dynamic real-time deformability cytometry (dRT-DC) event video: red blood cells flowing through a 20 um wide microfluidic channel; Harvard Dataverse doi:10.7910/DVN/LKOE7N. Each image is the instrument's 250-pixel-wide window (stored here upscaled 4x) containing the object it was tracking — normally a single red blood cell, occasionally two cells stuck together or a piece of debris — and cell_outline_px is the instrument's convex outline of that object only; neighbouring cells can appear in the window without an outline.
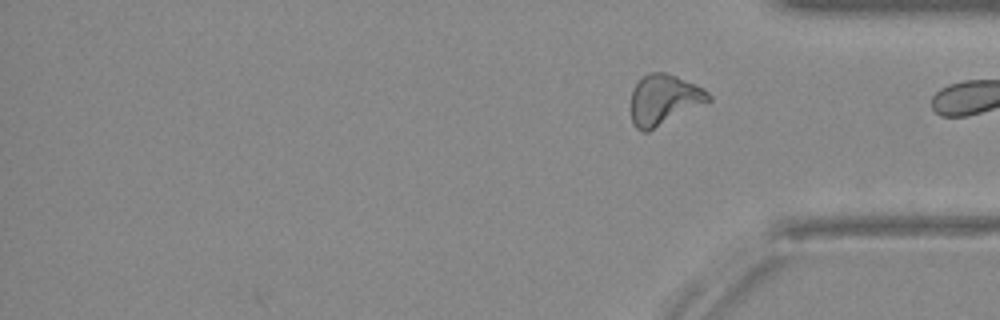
{"species": "Egyptian fruit bat (a non-hibernating species)", "species_latin": "Rousettus aegyptiacus", "temperature_condition": "warm", "stored_images_in_passage": 22, "camera_frame_rate_fps": 3000, "um_per_image_px": 0.085, "animal": {"sex": "female"}, "frame": {"image": 1, "passage_image": 22, "time_ms": 7.0, "image_size_px": [1000, 320], "cell_outline_px": [[712, 100], [648, 132], [640, 132], [632, 124], [632, 88], [648, 72], [664, 72], [676, 76], [704, 88], [712, 96]], "centroid_in_image_um": [56.44, 8.49], "position_along_channel_um": 378.8, "area_um2": 22.77}}